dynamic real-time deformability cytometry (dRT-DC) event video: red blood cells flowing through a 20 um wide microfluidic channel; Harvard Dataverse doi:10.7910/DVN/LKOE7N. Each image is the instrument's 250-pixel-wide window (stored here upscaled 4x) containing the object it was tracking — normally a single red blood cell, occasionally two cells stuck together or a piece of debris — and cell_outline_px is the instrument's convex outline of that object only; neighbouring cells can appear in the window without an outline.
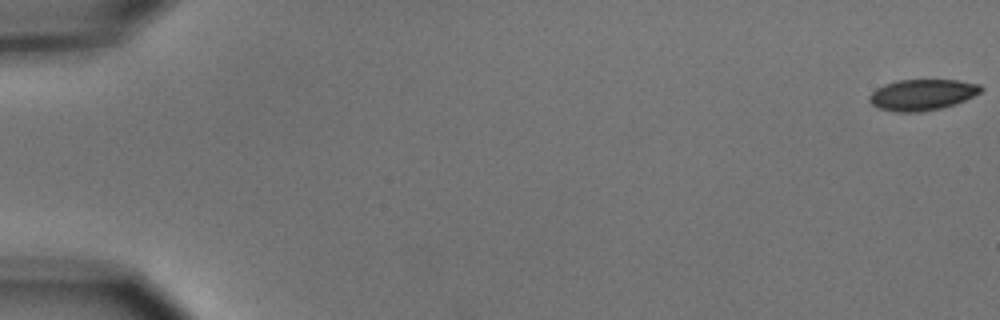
{"species": "common noctule bat (a hibernating species)", "species_latin": "Nyctalus noctula", "temperature_condition": "cold", "stored_images_in_passage": 10, "camera_frame_rate_fps": 3000, "um_per_image_px": 0.085, "animal": {"sex": "male", "body_mass_g": 15.6}, "frame": {"image": 1, "passage_image": 1, "time_ms": 0.0, "image_size_px": [1000, 320], "cell_outline_px": [[984, 88], [980, 92], [964, 100], [940, 108], [920, 112], [896, 112], [880, 108], [872, 104], [868, 100], [868, 96], [876, 88], [884, 84], [896, 80], [956, 80], [980, 84]], "centroid_in_image_um": [78.35, 8.04], "position_along_channel_um": 6.7, "area_um2": 20.06}}
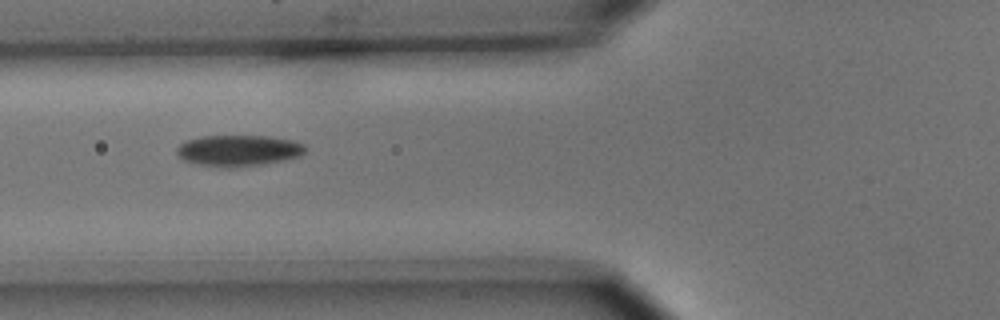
{"frame": {"image": 2, "passage_image": 7, "time_ms": 7.0, "image_size_px": [1000, 320], "cell_outline_px": [[308, 148], [300, 156], [280, 160], [256, 164], [228, 168], [200, 164], [184, 160], [176, 152], [176, 148], [184, 140], [200, 136], [268, 136], [292, 140], [304, 144]], "centroid_in_image_um": [20.25, 12.77], "position_along_channel_um": 105.6, "area_um2": 23.06}}
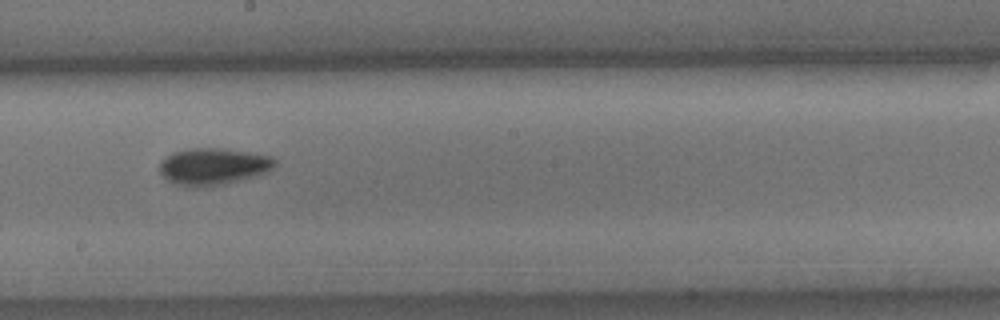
{"frame": {"image": 3, "passage_image": 10, "time_ms": 10.333, "image_size_px": [1000, 320], "cell_outline_px": [[276, 164], [272, 168], [264, 172], [252, 176], [220, 184], [176, 184], [168, 180], [160, 172], [160, 160], [164, 156], [172, 152], [192, 148], [224, 148], [272, 156], [276, 160]], "centroid_in_image_um": [18.1, 14.08], "position_along_channel_um": 230.1, "area_um2": 23.87}}